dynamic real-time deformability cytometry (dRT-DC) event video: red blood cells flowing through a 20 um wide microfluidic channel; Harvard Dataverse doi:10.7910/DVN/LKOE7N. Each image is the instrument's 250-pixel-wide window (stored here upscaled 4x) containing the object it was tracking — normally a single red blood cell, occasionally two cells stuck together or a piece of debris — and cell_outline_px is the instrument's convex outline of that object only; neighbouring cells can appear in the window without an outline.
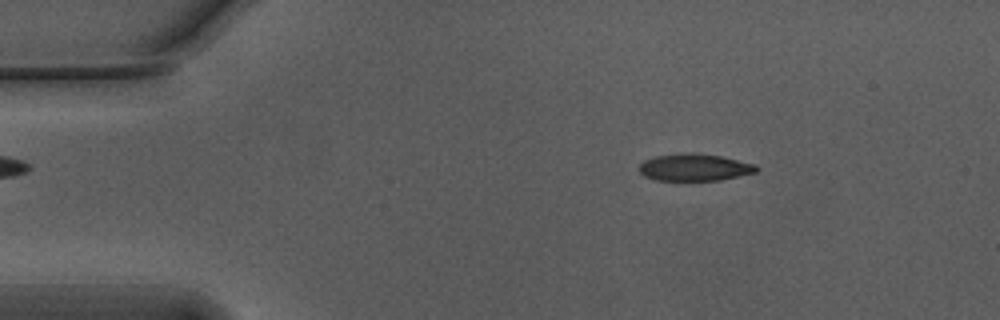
{"species": "Egyptian fruit bat (a non-hibernating species)", "species_latin": "Rousettus aegyptiacus", "temperature_condition": "warm", "stored_images_in_passage": 52, "camera_frame_rate_fps": 3000, "um_per_image_px": 0.085, "animal": {"sex": "male"}, "frame": {"image": 1, "passage_image": 6, "time_ms": 1.667, "image_size_px": [1000, 320], "cell_outline_px": [[760, 168], [756, 172], [720, 180], [656, 180], [644, 176], [640, 172], [640, 164], [644, 160], [656, 156], [720, 156], [756, 164]], "centroid_in_image_um": [59.08, 14.28], "position_along_channel_um": 25.9, "area_um2": 17.46}}
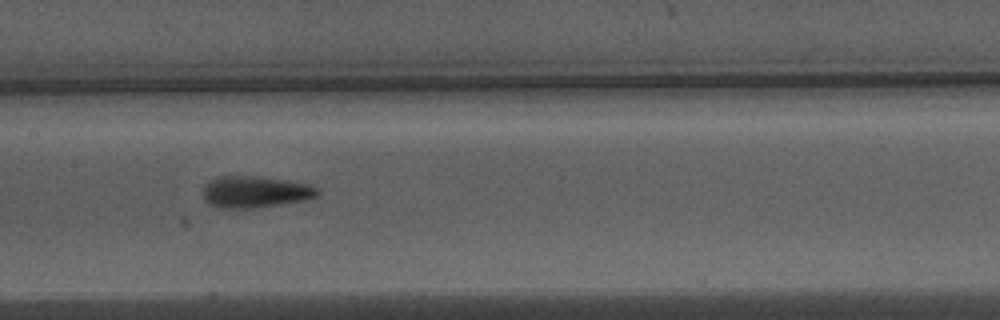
{"frame": {"image": 2, "passage_image": 24, "time_ms": 7.667, "image_size_px": [1000, 320], "cell_outline_px": [[320, 196], [308, 200], [280, 204], [248, 208], [216, 208], [204, 196], [204, 184], [208, 180], [216, 176], [252, 176], [308, 184], [316, 188], [320, 192]], "centroid_in_image_um": [21.69, 16.31], "position_along_channel_um": 185.7, "area_um2": 20.87}}
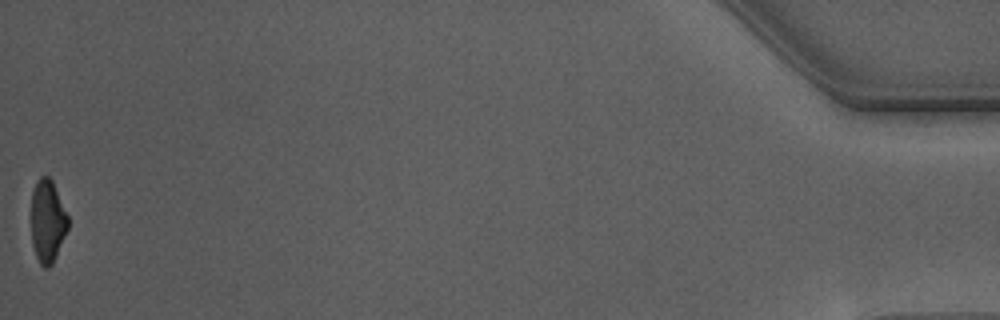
{"frame": {"image": 3, "passage_image": 52, "time_ms": 17.0, "image_size_px": [1000, 320], "cell_outline_px": [[68, 228], [52, 264], [48, 268], [44, 268], [40, 264], [36, 256], [32, 244], [32, 188], [36, 180], [40, 176], [48, 176], [52, 180], [68, 216]], "centroid_in_image_um": [4.03, 18.78], "position_along_channel_um": 431.2, "area_um2": 17.63}, "authors_computed_cell_mechanics": {"area_um2": 19.8254, "velocity_mm_per_s": 3.758, "shape_relaxation_time_tau1_ms": 3.295, "shape_relaxation_time_tau2_ms": 1.8053, "deformation_change_tau1": 0.1635, "deformation_change_tau2": 0.1169}}